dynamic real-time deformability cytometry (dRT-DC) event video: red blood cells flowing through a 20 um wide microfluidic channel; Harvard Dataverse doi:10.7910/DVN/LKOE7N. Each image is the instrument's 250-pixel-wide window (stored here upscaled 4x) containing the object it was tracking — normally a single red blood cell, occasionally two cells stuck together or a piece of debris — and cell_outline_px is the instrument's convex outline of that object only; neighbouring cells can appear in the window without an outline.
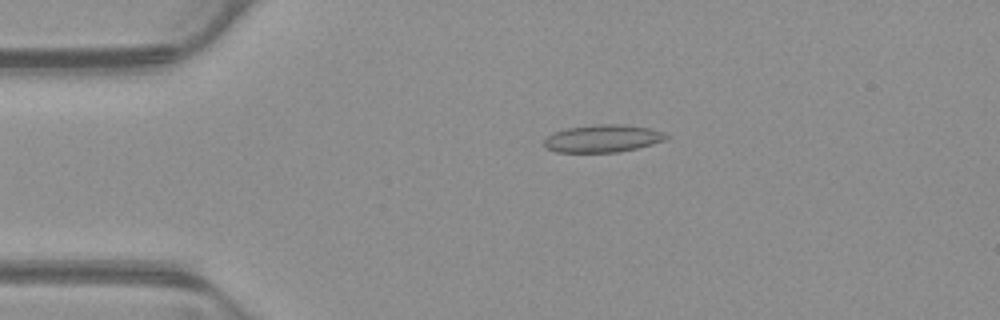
{"species": "common noctule bat (a hibernating species)", "species_latin": "Nyctalus noctula", "temperature_condition": "warm", "stored_images_in_passage": 49, "camera_frame_rate_fps": 3000, "um_per_image_px": 0.085, "animal": {"sex": "male", "body_mass_g": 23.1, "forearm_length_mm": 52.7}, "frame": {"image": 1, "passage_image": 11, "time_ms": 3.333, "image_size_px": [1000, 320], "cell_outline_px": [[668, 136], [664, 140], [652, 144], [620, 152], [556, 152], [548, 148], [544, 144], [544, 140], [548, 136], [556, 132], [568, 128], [596, 124], [624, 124], [652, 128], [664, 132]], "centroid_in_image_um": [51.27, 11.76], "position_along_channel_um": 33.7, "area_um2": 19.48}}
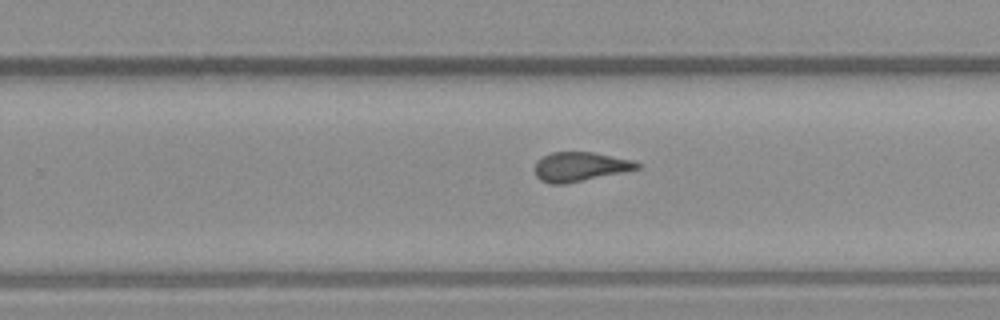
{"frame": {"image": 2, "passage_image": 33, "time_ms": 10.667, "image_size_px": [1000, 320], "cell_outline_px": [[640, 168], [564, 184], [552, 184], [540, 180], [536, 176], [536, 160], [552, 152], [592, 152], [632, 160], [640, 164]], "centroid_in_image_um": [49.27, 14.16], "position_along_channel_um": 280.5, "area_um2": 17.11}}
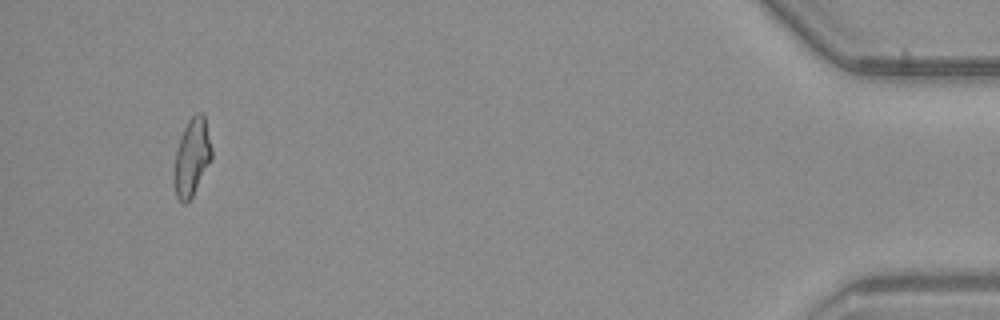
{"frame": {"image": 3, "passage_image": 46, "time_ms": 15.0, "image_size_px": [1000, 320], "cell_outline_px": [[212, 156], [192, 196], [184, 204], [176, 196], [172, 176], [172, 172], [176, 152], [180, 136], [188, 120], [196, 112], [204, 112], [212, 148]], "centroid_in_image_um": [16.28, 13.32], "position_along_channel_um": 418.9, "area_um2": 16.99}, "authors_computed_cell_mechanics": {"area_um2": 18.3226, "velocity_mm_per_s": 3.898, "shape_relaxation_time_tau1_ms": null, "shape_relaxation_time_tau2_ms": 1.51, "deformation_change_tau1": null, "deformation_change_tau2": 0.112}}